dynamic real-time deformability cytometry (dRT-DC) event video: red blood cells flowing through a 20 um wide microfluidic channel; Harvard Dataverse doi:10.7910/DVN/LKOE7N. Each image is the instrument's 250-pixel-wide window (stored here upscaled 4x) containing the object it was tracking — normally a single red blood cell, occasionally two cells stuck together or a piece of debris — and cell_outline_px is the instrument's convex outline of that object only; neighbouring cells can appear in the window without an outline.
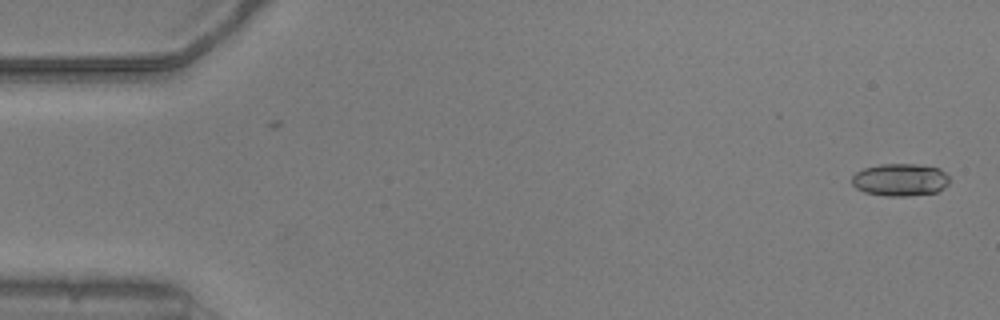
{"species": "common noctule bat (a hibernating species)", "species_latin": "Nyctalus noctula", "temperature_condition": "warm", "stored_images_in_passage": 53, "camera_frame_rate_fps": 3000, "um_per_image_px": 0.085, "animal": {"sex": "male", "body_mass_g": 20.5, "forearm_length_mm": 52.5}, "frame": {"image": 1, "passage_image": 1, "time_ms": 0.0, "image_size_px": [1000, 320], "cell_outline_px": [[948, 184], [944, 188], [936, 192], [908, 196], [884, 196], [864, 192], [856, 188], [852, 184], [852, 176], [856, 172], [864, 168], [880, 164], [916, 164], [940, 168], [948, 176]], "centroid_in_image_um": [76.5, 15.28], "position_along_channel_um": 8.5, "area_um2": 18.55}}
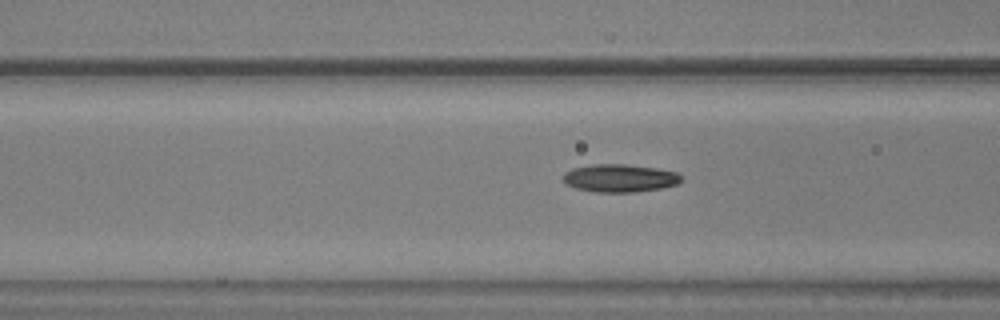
{"frame": {"image": 2, "passage_image": 20, "time_ms": 6.333, "image_size_px": [1000, 320], "cell_outline_px": [[680, 180], [676, 184], [660, 188], [636, 192], [596, 192], [576, 188], [564, 184], [560, 176], [564, 172], [572, 168], [592, 164], [624, 164], [656, 168], [676, 172], [680, 176]], "centroid_in_image_um": [52.58, 15.14], "position_along_channel_um": 114.0, "area_um2": 19.25}}
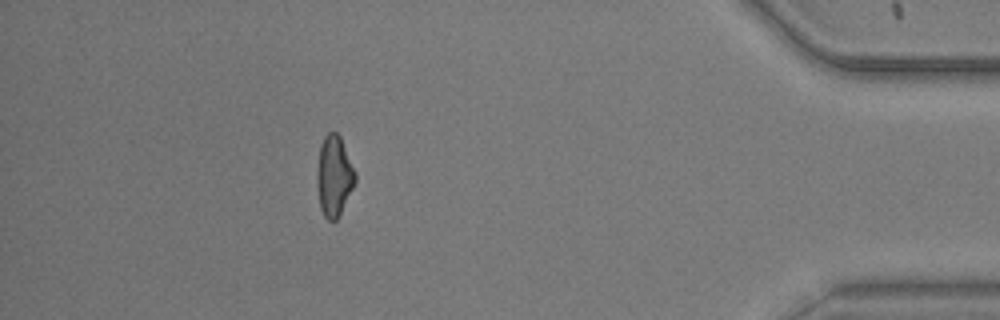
{"frame": {"image": 3, "passage_image": 47, "time_ms": 15.333, "image_size_px": [1000, 320], "cell_outline_px": [[356, 180], [336, 220], [328, 220], [324, 216], [320, 208], [316, 184], [316, 172], [320, 144], [324, 136], [328, 132], [336, 132], [340, 136], [356, 172]], "centroid_in_image_um": [28.37, 14.92], "position_along_channel_um": 406.8, "area_um2": 17.92}, "authors_computed_cell_mechanics": {"area_um2": 18.6116, "velocity_mm_per_s": 3.8123, "shape_relaxation_time_tau1_ms": 8.7258, "shape_relaxation_time_tau2_ms": 2.6753, "deformation_change_tau1": 0.1964, "deformation_change_tau2": 0.0988}}